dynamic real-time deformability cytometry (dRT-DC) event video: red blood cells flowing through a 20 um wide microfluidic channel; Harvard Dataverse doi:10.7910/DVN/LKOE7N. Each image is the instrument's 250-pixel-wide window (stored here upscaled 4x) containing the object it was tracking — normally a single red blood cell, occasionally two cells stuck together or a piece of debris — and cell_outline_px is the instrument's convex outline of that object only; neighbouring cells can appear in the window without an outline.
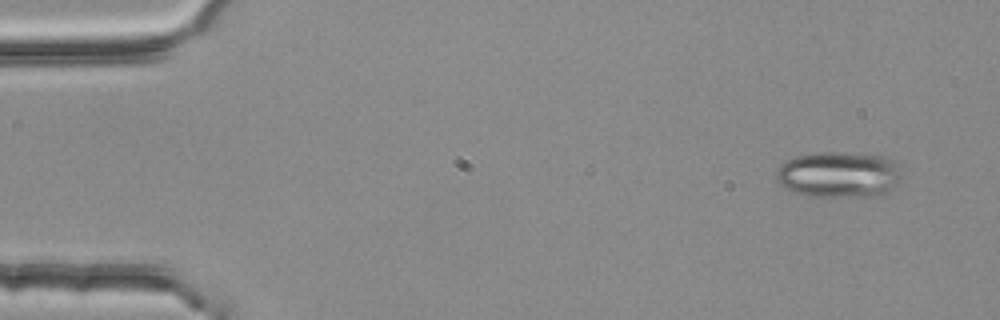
{"species": "common noctule bat (a hibernating species)", "species_latin": "Nyctalus noctula", "temperature_condition": "room temperature", "stored_images_in_passage": 4, "camera_frame_rate_fps": 3000, "um_per_image_px": 0.085, "animal": {"sex": "female", "body_mass_g": 25.1}, "frame": {"image": 1, "passage_image": 1, "time_ms": 0.0, "image_size_px": [1000, 320], "cell_outline_px": [[900, 176], [884, 192], [868, 196], [808, 196], [784, 188], [776, 180], [776, 168], [780, 164], [796, 156], [812, 152], [836, 152], [888, 156], [900, 168]], "centroid_in_image_um": [71.21, 14.81], "position_along_channel_um": 13.8, "area_um2": 33.23}}